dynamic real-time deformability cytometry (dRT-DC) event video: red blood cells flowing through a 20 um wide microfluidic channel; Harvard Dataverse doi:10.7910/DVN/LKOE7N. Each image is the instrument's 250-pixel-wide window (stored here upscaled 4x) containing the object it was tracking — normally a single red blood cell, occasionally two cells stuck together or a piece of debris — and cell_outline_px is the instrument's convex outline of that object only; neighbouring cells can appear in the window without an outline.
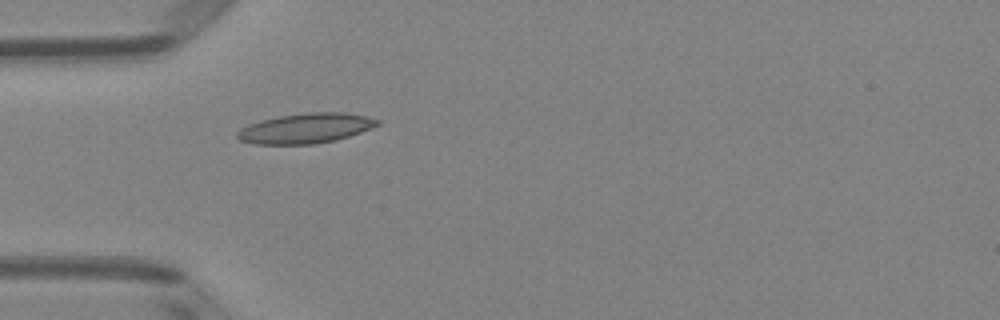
{"species": "Egyptian fruit bat (a non-hibernating species)", "species_latin": "Rousettus aegyptiacus", "temperature_condition": "room temperature", "stored_images_in_passage": 3, "camera_frame_rate_fps": 3000, "um_per_image_px": 0.085, "animal": {"sex": "female"}, "frame": {"image": 1, "passage_image": 3, "time_ms": 0.667, "image_size_px": [1000, 320], "cell_outline_px": [[380, 124], [360, 132], [336, 140], [316, 144], [256, 144], [240, 140], [236, 136], [236, 132], [240, 128], [248, 124], [260, 120], [280, 116], [308, 112], [344, 112], [368, 116], [380, 120]], "centroid_in_image_um": [25.98, 10.9], "position_along_channel_um": 59.0, "area_um2": 24.57}}